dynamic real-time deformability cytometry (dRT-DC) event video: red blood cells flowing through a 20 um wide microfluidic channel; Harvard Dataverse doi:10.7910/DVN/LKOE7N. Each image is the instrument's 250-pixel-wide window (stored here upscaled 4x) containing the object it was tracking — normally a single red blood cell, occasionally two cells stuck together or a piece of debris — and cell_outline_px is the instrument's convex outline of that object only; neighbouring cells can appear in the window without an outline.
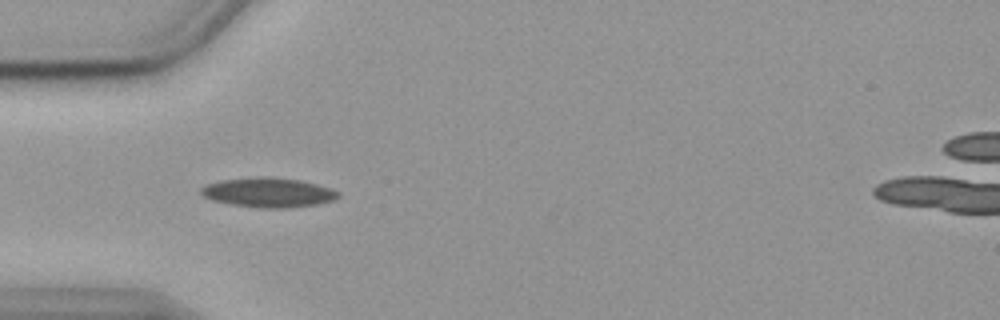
{"species": "common noctule bat (a hibernating species)", "species_latin": "Nyctalus noctula", "temperature_condition": "cold", "stored_images_in_passage": 40, "camera_frame_rate_fps": 3000, "um_per_image_px": 0.085, "animal": {"sex": "female", "body_mass_g": 19.9}, "frame": {"image": 1, "passage_image": 1, "time_ms": 0.0, "image_size_px": [1000, 320], "cell_outline_px": [[340, 196], [336, 200], [316, 204], [288, 208], [260, 208], [228, 204], [212, 200], [204, 196], [200, 192], [200, 188], [208, 184], [220, 180], [264, 176], [300, 180], [332, 188], [340, 192]], "centroid_in_image_um": [22.83, 16.37], "position_along_channel_um": 62.2, "area_um2": 23.76}}
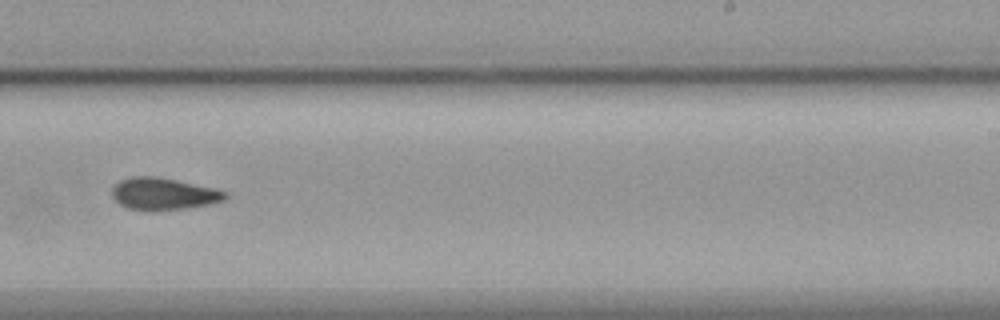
{"frame": {"image": 2, "passage_image": 19, "time_ms": 6.0, "image_size_px": [1000, 320], "cell_outline_px": [[228, 196], [224, 200], [212, 204], [188, 208], [148, 212], [128, 208], [120, 204], [112, 196], [112, 188], [120, 180], [132, 176], [156, 176], [216, 188], [228, 192]], "centroid_in_image_um": [13.92, 16.49], "position_along_channel_um": 275.1, "area_um2": 21.5}}
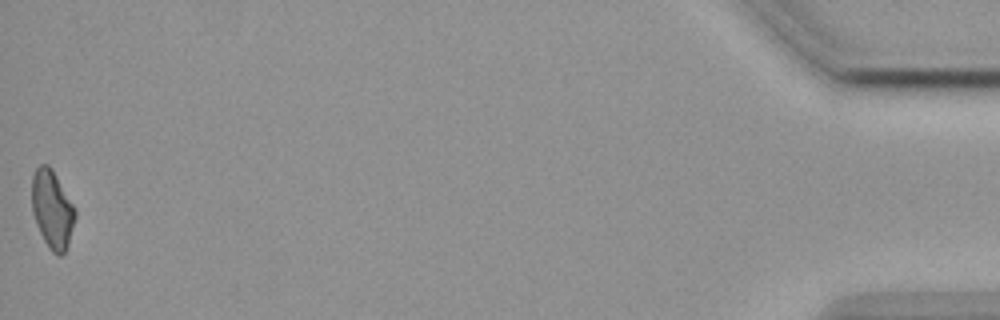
{"frame": {"image": 3, "passage_image": 40, "time_ms": 13.0, "image_size_px": [1000, 320], "cell_outline_px": [[76, 216], [68, 244], [64, 252], [60, 256], [56, 256], [48, 248], [36, 224], [32, 212], [32, 176], [36, 168], [40, 164], [48, 164], [52, 168], [76, 208]], "centroid_in_image_um": [4.44, 17.79], "position_along_channel_um": 430.8, "area_um2": 19.88}, "authors_computed_cell_mechanics": {"area_um2": 21.097, "velocity_mm_per_s": 3.5896, "shape_relaxation_time_tau1_ms": null, "shape_relaxation_time_tau2_ms": 10.3075, "deformation_change_tau1": null, "deformation_change_tau2": 0.1831}}